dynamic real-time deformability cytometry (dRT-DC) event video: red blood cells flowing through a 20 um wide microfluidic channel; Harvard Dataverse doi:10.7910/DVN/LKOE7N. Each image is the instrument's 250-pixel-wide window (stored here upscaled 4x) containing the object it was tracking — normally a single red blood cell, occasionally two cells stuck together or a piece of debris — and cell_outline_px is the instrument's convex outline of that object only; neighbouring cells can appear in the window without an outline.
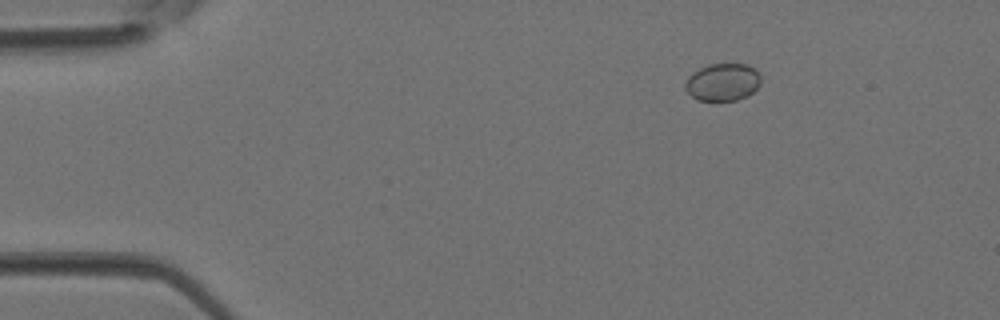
{"species": "Egyptian fruit bat (a non-hibernating species)", "species_latin": "Rousettus aegyptiacus", "temperature_condition": "room temperature", "stored_images_in_passage": 3, "camera_frame_rate_fps": 3000, "um_per_image_px": 0.085, "animal": {"sex": "female"}, "frame": {"image": 1, "passage_image": 3, "time_ms": 0.667, "image_size_px": [1000, 320], "cell_outline_px": [[760, 84], [748, 96], [736, 100], [696, 100], [684, 88], [684, 84], [688, 76], [692, 72], [708, 64], [744, 64], [760, 72]], "centroid_in_image_um": [61.41, 6.98], "position_along_channel_um": 23.6, "area_um2": 16.53}}